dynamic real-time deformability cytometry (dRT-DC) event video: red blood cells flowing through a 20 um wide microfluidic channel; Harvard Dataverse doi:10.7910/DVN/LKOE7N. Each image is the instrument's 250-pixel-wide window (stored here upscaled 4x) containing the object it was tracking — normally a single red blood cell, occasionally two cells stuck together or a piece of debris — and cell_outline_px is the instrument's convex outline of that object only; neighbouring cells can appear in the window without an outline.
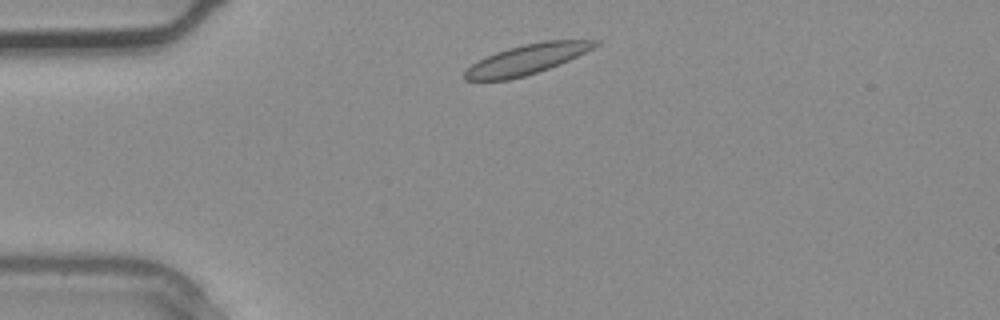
{"species": "common noctule bat (a hibernating species)", "species_latin": "Nyctalus noctula", "temperature_condition": "warm", "stored_images_in_passage": 2, "camera_frame_rate_fps": 3000, "um_per_image_px": 0.085, "animal": {"sex": "male", "body_mass_g": 20.4}, "frame": {"image": 1, "passage_image": 2, "time_ms": 0.333, "image_size_px": [1000, 320], "cell_outline_px": [[600, 44], [568, 60], [548, 68], [524, 76], [508, 80], [464, 80], [464, 72], [472, 64], [496, 52], [508, 48], [524, 44], [544, 40], [600, 40]], "centroid_in_image_um": [44.77, 5.04], "position_along_channel_um": 40.2, "area_um2": 22.31}}